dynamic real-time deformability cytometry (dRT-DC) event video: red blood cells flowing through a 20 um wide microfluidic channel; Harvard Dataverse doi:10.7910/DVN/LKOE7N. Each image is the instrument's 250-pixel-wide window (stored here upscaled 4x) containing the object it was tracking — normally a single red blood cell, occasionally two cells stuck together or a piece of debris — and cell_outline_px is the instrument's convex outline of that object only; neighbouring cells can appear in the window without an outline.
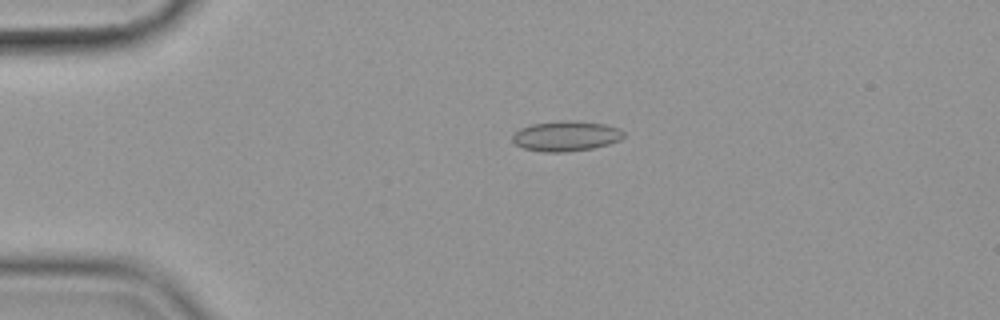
{"species": "common noctule bat (a hibernating species)", "species_latin": "Nyctalus noctula", "temperature_condition": "cold", "stored_images_in_passage": 56, "camera_frame_rate_fps": 3000, "um_per_image_px": 0.085, "animal": {"sex": "female", "body_mass_g": 19.9}, "frame": {"image": 1, "passage_image": 13, "time_ms": 4.0, "image_size_px": [1000, 320], "cell_outline_px": [[624, 136], [620, 140], [608, 144], [592, 148], [564, 152], [544, 152], [524, 148], [516, 144], [512, 140], [512, 136], [520, 128], [532, 124], [560, 120], [568, 120], [604, 124], [620, 128], [624, 132]], "centroid_in_image_um": [48.12, 11.56], "position_along_channel_um": 36.9, "area_um2": 19.48}}
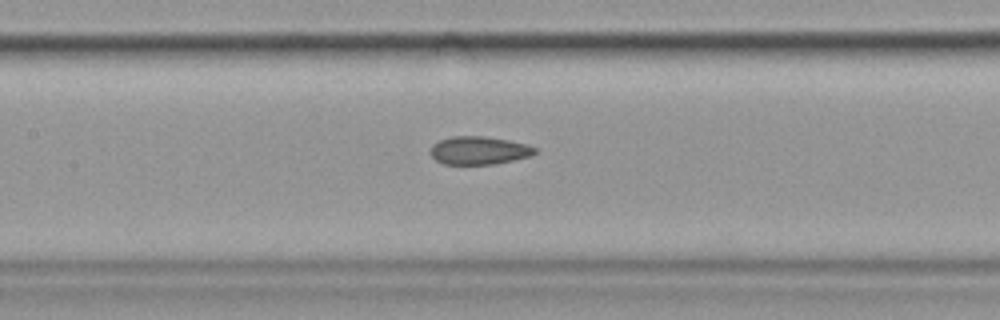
{"frame": {"image": 2, "passage_image": 27, "time_ms": 8.667, "image_size_px": [1000, 320], "cell_outline_px": [[536, 152], [532, 156], [496, 164], [444, 164], [436, 160], [428, 152], [432, 144], [440, 140], [452, 136], [484, 136], [508, 140], [528, 144], [536, 148]], "centroid_in_image_um": [40.71, 12.79], "position_along_channel_um": 166.7, "area_um2": 17.28}}
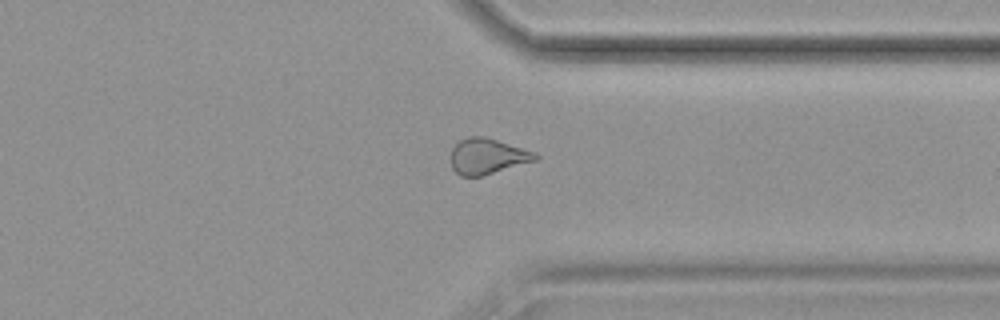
{"frame": {"image": 3, "passage_image": 44, "time_ms": 14.333, "image_size_px": [1000, 320], "cell_outline_px": [[540, 156], [536, 160], [480, 176], [460, 176], [452, 168], [452, 148], [460, 140], [468, 136], [484, 136], [536, 152]], "centroid_in_image_um": [41.43, 13.27], "position_along_channel_um": 370.0, "area_um2": 17.34}, "authors_computed_cell_mechanics": {"area_um2": 18.3804, "velocity_mm_per_s": 3.596, "shape_relaxation_time_tau1_ms": null, "shape_relaxation_time_tau2_ms": 4.9635, "deformation_change_tau1": null, "deformation_change_tau2": 0.0951}}